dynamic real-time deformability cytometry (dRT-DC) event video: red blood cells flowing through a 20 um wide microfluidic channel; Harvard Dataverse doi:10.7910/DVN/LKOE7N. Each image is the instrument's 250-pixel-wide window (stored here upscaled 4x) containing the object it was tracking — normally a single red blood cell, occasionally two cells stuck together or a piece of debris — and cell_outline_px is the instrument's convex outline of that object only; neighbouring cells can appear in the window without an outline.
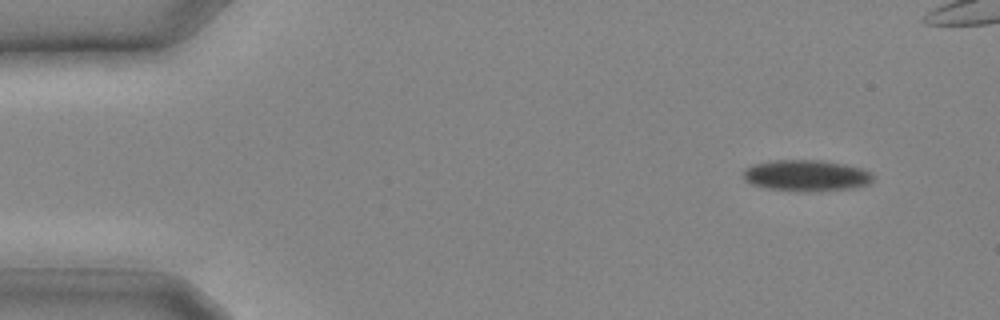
{"species": "common noctule bat (a hibernating species)", "species_latin": "Nyctalus noctula", "temperature_condition": "cold", "stored_images_in_passage": 10, "camera_frame_rate_fps": 3000, "um_per_image_px": 0.085, "animal": {"sex": "male", "body_mass_g": 20.4}, "frame": {"image": 1, "passage_image": 1, "time_ms": 0.0, "image_size_px": [1000, 320], "cell_outline_px": [[872, 180], [868, 184], [852, 188], [808, 192], [804, 192], [768, 188], [752, 184], [744, 180], [744, 168], [756, 164], [776, 160], [820, 160], [844, 164], [864, 168], [872, 172]], "centroid_in_image_um": [68.57, 14.92], "position_along_channel_um": 16.4, "area_um2": 23.58}}
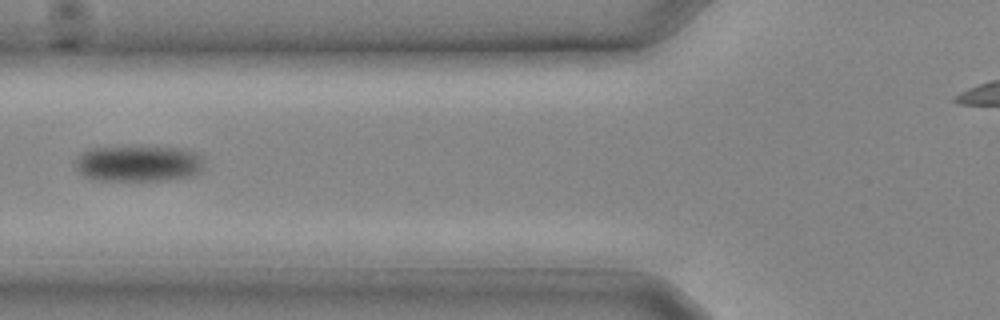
{"frame": {"image": 2, "passage_image": 9, "time_ms": 2.667, "image_size_px": [1000, 320], "cell_outline_px": [[204, 168], [200, 172], [192, 176], [172, 180], [96, 180], [84, 176], [76, 168], [76, 156], [80, 152], [92, 148], [184, 148], [196, 152], [200, 156]], "centroid_in_image_um": [11.78, 13.92], "position_along_channel_um": 114.0, "area_um2": 26.93}}